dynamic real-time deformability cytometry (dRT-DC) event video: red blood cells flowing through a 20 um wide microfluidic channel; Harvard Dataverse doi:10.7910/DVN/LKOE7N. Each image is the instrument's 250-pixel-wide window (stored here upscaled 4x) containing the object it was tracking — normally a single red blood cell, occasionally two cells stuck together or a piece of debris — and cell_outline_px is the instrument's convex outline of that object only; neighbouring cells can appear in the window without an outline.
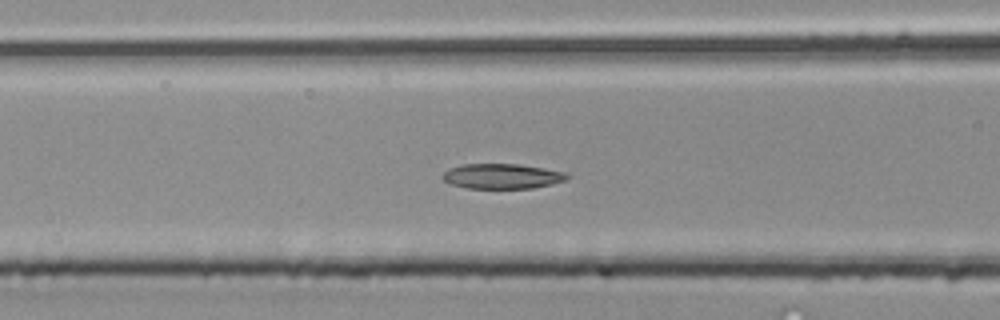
{"species": "common noctule bat (a hibernating species)", "species_latin": "Nyctalus noctula", "temperature_condition": "room temperature", "stored_images_in_passage": 39, "camera_frame_rate_fps": 3000, "um_per_image_px": 0.085, "animal": {"sex": "male", "body_mass_g": 20.4}, "frame": {"image": 1, "passage_image": 10, "time_ms": 3.0, "image_size_px": [1000, 320], "cell_outline_px": [[568, 180], [552, 184], [532, 188], [468, 188], [448, 184], [440, 176], [448, 168], [464, 164], [520, 164], [544, 168], [564, 172], [568, 176]], "centroid_in_image_um": [42.64, 14.98], "position_along_channel_um": 124.0, "area_um2": 18.26}}
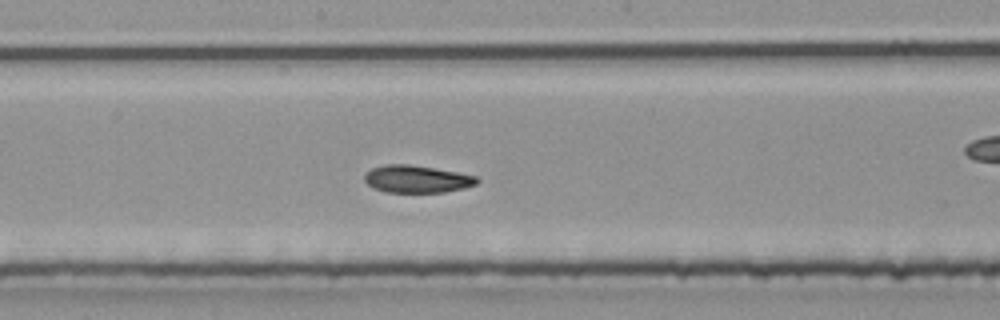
{"frame": {"image": 2, "passage_image": 16, "time_ms": 5.0, "image_size_px": [1000, 320], "cell_outline_px": [[480, 180], [476, 184], [464, 188], [444, 192], [388, 192], [372, 188], [364, 180], [364, 172], [372, 168], [384, 164], [408, 164], [456, 172], [476, 176]], "centroid_in_image_um": [35.39, 15.22], "position_along_channel_um": 212.8, "area_um2": 17.92}}
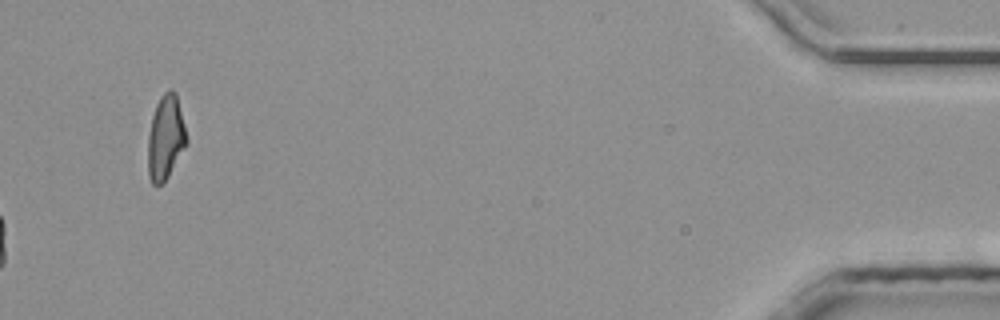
{"frame": {"image": 3, "passage_image": 39, "time_ms": 12.667, "image_size_px": [1000, 320], "cell_outline_px": [[188, 144], [168, 176], [156, 188], [152, 184], [148, 176], [148, 136], [152, 116], [156, 104], [160, 96], [168, 88], [172, 88], [176, 92], [188, 140]], "centroid_in_image_um": [14.08, 11.68], "position_along_channel_um": 421.1, "area_um2": 19.25}}